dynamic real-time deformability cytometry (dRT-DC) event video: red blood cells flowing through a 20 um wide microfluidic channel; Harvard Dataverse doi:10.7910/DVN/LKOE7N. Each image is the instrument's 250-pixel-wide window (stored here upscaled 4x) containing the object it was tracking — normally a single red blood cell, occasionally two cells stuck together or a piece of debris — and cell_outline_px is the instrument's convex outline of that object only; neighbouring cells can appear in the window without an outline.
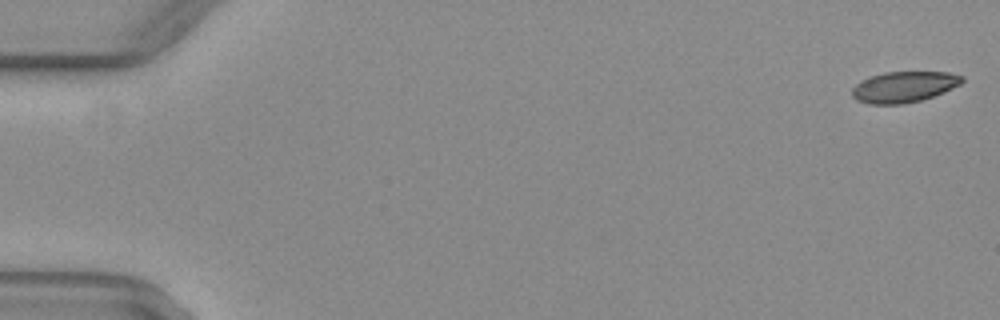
{"species": "common noctule bat (a hibernating species)", "species_latin": "Nyctalus noctula", "temperature_condition": "warm", "stored_images_in_passage": 40, "camera_frame_rate_fps": 3000, "um_per_image_px": 0.085, "animal": {"sex": "female", "body_mass_g": 29.2, "forearm_length_mm": 56.3}, "frame": {"image": 1, "passage_image": 1, "time_ms": 0.0, "image_size_px": [1000, 320], "cell_outline_px": [[964, 80], [960, 84], [944, 92], [920, 100], [904, 104], [868, 104], [856, 100], [852, 96], [852, 88], [860, 80], [884, 72], [948, 72], [964, 76]], "centroid_in_image_um": [76.82, 7.38], "position_along_channel_um": 8.2, "area_um2": 19.83}}
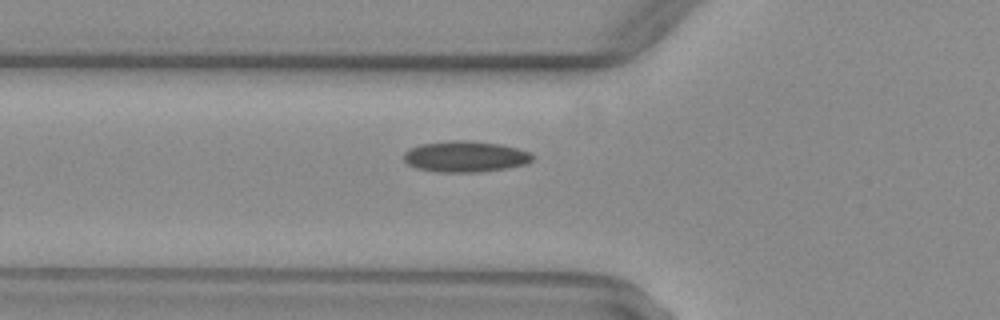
{"frame": {"image": 2, "passage_image": 19, "time_ms": 6.0, "image_size_px": [1000, 320], "cell_outline_px": [[532, 160], [528, 164], [480, 172], [440, 172], [416, 168], [408, 164], [404, 160], [404, 152], [408, 148], [420, 144], [456, 140], [468, 140], [500, 144], [532, 152]], "centroid_in_image_um": [39.54, 13.3], "position_along_channel_um": 86.3, "area_um2": 23.29}}